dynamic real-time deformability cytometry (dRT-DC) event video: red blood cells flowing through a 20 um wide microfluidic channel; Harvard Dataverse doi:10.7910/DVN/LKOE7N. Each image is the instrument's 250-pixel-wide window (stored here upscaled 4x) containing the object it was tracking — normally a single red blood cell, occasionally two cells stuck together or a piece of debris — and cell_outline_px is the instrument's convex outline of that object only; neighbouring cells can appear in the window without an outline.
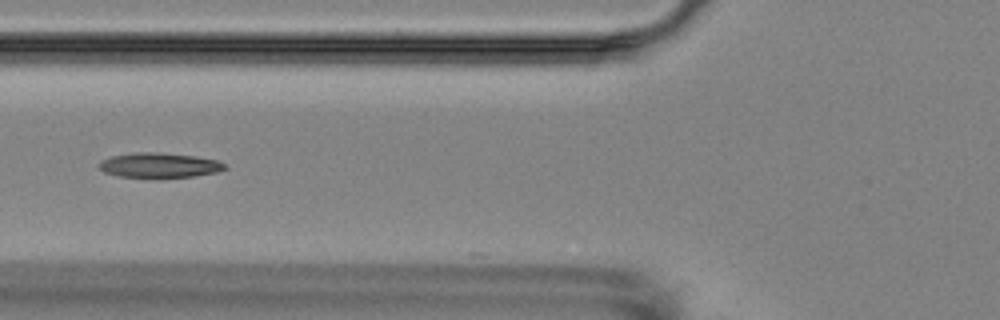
{"species": "Egyptian fruit bat (a non-hibernating species)", "species_latin": "Rousettus aegyptiacus", "temperature_condition": "room temperature", "stored_images_in_passage": 17, "camera_frame_rate_fps": 3000, "um_per_image_px": 0.085, "animal": {"sex": "female"}, "frame": {"image": 1, "passage_image": 6, "time_ms": 5.667, "image_size_px": [1000, 320], "cell_outline_px": [[228, 168], [216, 172], [196, 176], [160, 180], [120, 176], [104, 172], [100, 168], [100, 160], [112, 156], [136, 152], [160, 152], [196, 156], [216, 160], [224, 164]], "centroid_in_image_um": [13.55, 14.08], "position_along_channel_um": 112.2, "area_um2": 18.84}}
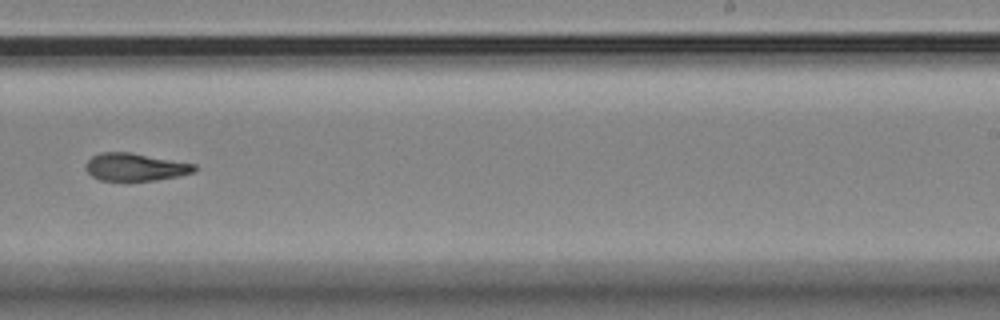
{"frame": {"image": 2, "passage_image": 10, "time_ms": 10.333, "image_size_px": [1000, 320], "cell_outline_px": [[196, 172], [180, 176], [156, 180], [100, 180], [92, 176], [88, 172], [88, 160], [92, 156], [100, 152], [132, 152], [196, 164]], "centroid_in_image_um": [11.56, 14.19], "position_along_channel_um": 277.4, "area_um2": 17.46}}
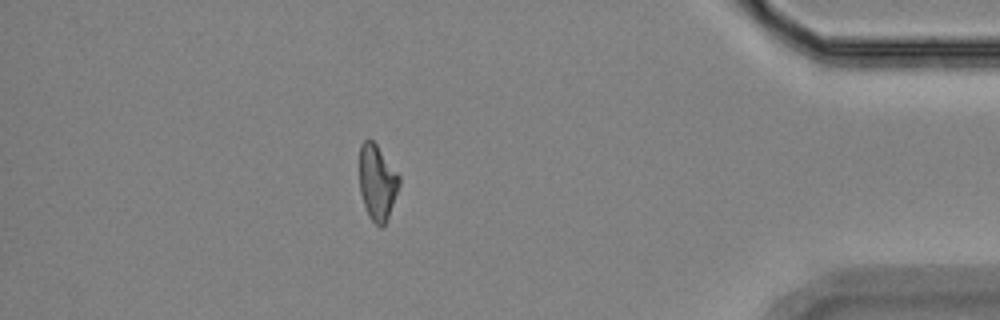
{"frame": {"image": 3, "passage_image": 14, "time_ms": 15.0, "image_size_px": [1000, 320], "cell_outline_px": [[400, 184], [388, 216], [384, 224], [380, 228], [368, 216], [360, 192], [360, 144], [364, 140], [372, 140], [376, 144], [400, 176]], "centroid_in_image_um": [32.06, 15.5], "position_along_channel_um": 403.1, "area_um2": 17.22}, "authors_computed_cell_mechanics": {"area_um2": 17.8024, "velocity_mm_per_s": 3.5584, "shape_relaxation_time_tau1_ms": null, "shape_relaxation_time_tau2_ms": 3.4409, "deformation_change_tau1": null, "deformation_change_tau2": 0.1124}}